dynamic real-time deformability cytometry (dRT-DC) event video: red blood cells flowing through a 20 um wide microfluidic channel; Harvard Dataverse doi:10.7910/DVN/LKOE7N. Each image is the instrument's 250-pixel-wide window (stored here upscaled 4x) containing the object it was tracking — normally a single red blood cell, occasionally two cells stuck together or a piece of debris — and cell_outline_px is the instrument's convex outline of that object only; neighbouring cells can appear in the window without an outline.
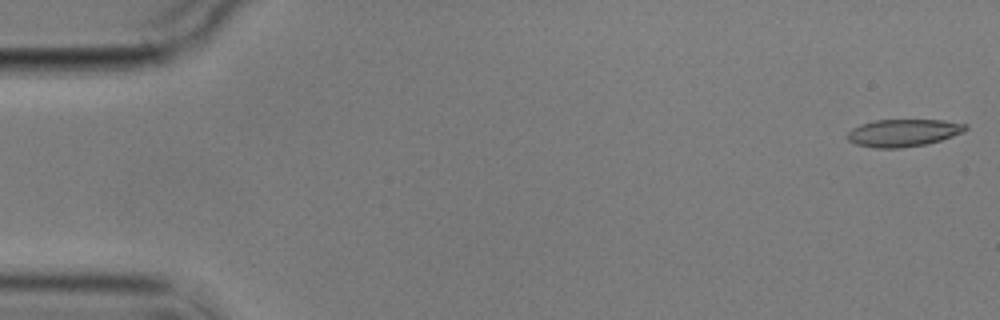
{"species": "common noctule bat (a hibernating species)", "species_latin": "Nyctalus noctula", "temperature_condition": "cold", "stored_images_in_passage": 5, "camera_frame_rate_fps": 3000, "um_per_image_px": 0.085, "animal": {"sex": "male", "body_mass_g": 17.9}, "frame": {"image": 1, "passage_image": 1, "time_ms": 0.0, "image_size_px": [1000, 320], "cell_outline_px": [[968, 128], [964, 132], [940, 140], [924, 144], [900, 148], [872, 148], [856, 144], [848, 140], [844, 136], [852, 128], [860, 124], [876, 120], [944, 120], [968, 124]], "centroid_in_image_um": [76.76, 11.28], "position_along_channel_um": 8.2, "area_um2": 18.96}}
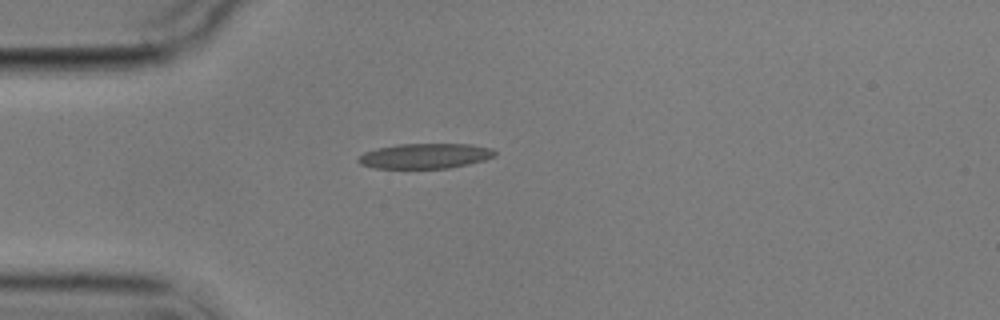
{"frame": {"image": 2, "passage_image": 5, "time_ms": 4.667, "image_size_px": [1000, 320], "cell_outline_px": [[496, 156], [484, 160], [468, 164], [448, 168], [372, 168], [360, 164], [356, 160], [364, 152], [376, 148], [400, 144], [472, 144], [492, 148], [496, 152]], "centroid_in_image_um": [36.14, 13.25], "position_along_channel_um": 48.9, "area_um2": 20.06}}